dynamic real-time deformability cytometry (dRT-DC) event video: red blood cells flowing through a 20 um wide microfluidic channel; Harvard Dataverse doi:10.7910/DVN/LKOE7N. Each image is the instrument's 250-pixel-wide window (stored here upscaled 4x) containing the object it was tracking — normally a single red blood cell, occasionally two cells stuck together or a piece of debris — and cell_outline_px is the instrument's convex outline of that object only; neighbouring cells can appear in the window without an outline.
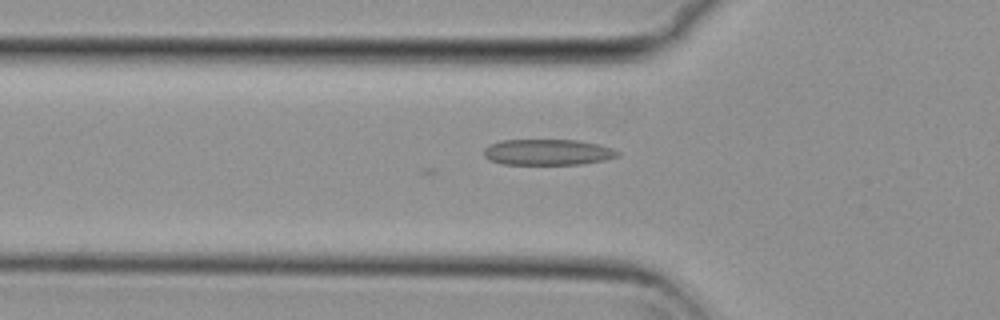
{"species": "common noctule bat (a hibernating species)", "species_latin": "Nyctalus noctula", "temperature_condition": "cold", "stored_images_in_passage": 32, "camera_frame_rate_fps": 3000, "um_per_image_px": 0.085, "animal": {"sex": "female", "body_mass_g": 29.2, "forearm_length_mm": 56.3}, "frame": {"image": 1, "passage_image": 3, "time_ms": 0.667, "image_size_px": [1000, 320], "cell_outline_px": [[620, 156], [604, 160], [580, 164], [504, 164], [488, 160], [484, 156], [484, 148], [500, 140], [576, 140], [600, 144], [612, 148], [620, 152]], "centroid_in_image_um": [46.57, 12.93], "position_along_channel_um": 79.2, "area_um2": 20.23}}
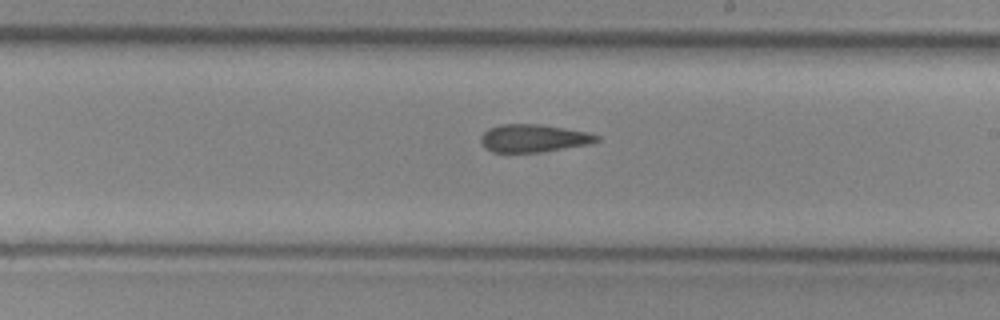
{"frame": {"image": 2, "passage_image": 16, "time_ms": 5.0, "image_size_px": [1000, 320], "cell_outline_px": [[600, 140], [592, 144], [544, 152], [492, 152], [484, 148], [480, 144], [480, 136], [488, 128], [500, 124], [544, 124], [588, 132], [600, 136]], "centroid_in_image_um": [45.36, 11.75], "position_along_channel_um": 243.6, "area_um2": 19.25}}
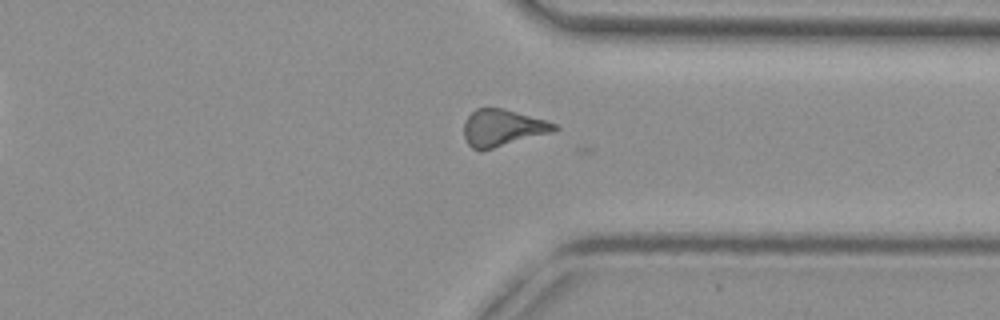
{"frame": {"image": 3, "passage_image": 26, "time_ms": 8.333, "image_size_px": [1000, 320], "cell_outline_px": [[560, 128], [552, 132], [480, 152], [472, 148], [464, 140], [464, 120], [476, 108], [504, 108], [544, 120], [556, 124]], "centroid_in_image_um": [42.67, 10.88], "position_along_channel_um": 368.7, "area_um2": 19.48}, "authors_computed_cell_mechanics": {"area_um2": 19.074, "velocity_mm_per_s": 3.777, "shape_relaxation_time_tau1_ms": null, "shape_relaxation_time_tau2_ms": 7.1743, "deformation_change_tau1": null, "deformation_change_tau2": 0.172}}